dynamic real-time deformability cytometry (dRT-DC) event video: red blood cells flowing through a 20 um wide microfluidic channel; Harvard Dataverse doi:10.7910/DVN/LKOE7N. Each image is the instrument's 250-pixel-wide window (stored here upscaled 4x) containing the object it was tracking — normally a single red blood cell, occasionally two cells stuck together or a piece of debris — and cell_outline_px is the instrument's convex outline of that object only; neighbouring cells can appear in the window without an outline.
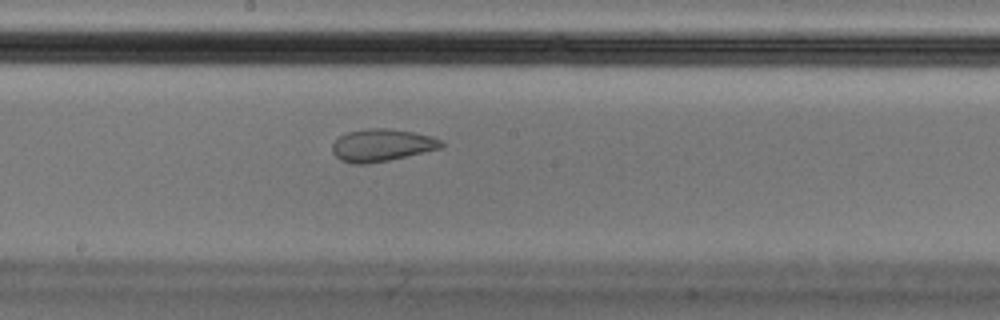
{"species": "Egyptian fruit bat (a non-hibernating species)", "species_latin": "Rousettus aegyptiacus", "temperature_condition": "cold", "stored_images_in_passage": 44, "camera_frame_rate_fps": 3000, "um_per_image_px": 0.085, "animal": {"sex": "male"}, "frame": {"image": 1, "passage_image": 19, "time_ms": 6.0, "image_size_px": [1000, 320], "cell_outline_px": [[444, 144], [440, 148], [388, 160], [368, 164], [352, 164], [340, 160], [332, 152], [332, 144], [340, 136], [348, 132], [368, 128], [388, 128], [412, 132], [432, 136], [440, 140]], "centroid_in_image_um": [32.41, 12.34], "position_along_channel_um": 215.8, "area_um2": 20.4}, "authors_computed_cell_mechanics": {"area_um2": 22.2241, "velocity_mm_per_s": 3.5878, "shape_relaxation_time_tau1_ms": null, "shape_relaxation_time_tau2_ms": 1.0665, "deformation_change_tau1": null, "deformation_change_tau2": 0.0516}}